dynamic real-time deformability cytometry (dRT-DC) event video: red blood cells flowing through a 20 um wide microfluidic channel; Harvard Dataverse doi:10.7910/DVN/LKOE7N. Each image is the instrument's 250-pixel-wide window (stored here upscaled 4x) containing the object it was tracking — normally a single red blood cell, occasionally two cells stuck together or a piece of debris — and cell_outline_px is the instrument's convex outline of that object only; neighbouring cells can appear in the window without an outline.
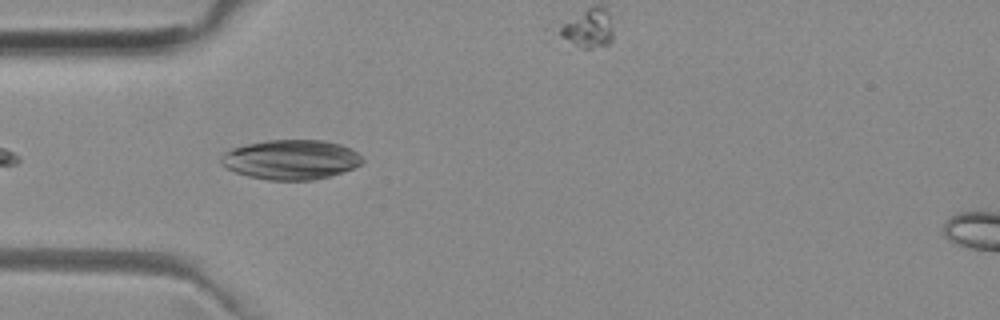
{"species": "common noctule bat (a hibernating species)", "species_latin": "Nyctalus noctula", "temperature_condition": "room temperature", "stored_images_in_passage": 7, "camera_frame_rate_fps": 3000, "um_per_image_px": 0.085, "animal": {"sex": "female", "body_mass_g": 29.2, "forearm_length_mm": 56.3}, "frame": {"image": 1, "passage_image": 3, "time_ms": 0.667, "image_size_px": [1000, 320], "cell_outline_px": [[364, 160], [360, 164], [344, 172], [312, 180], [268, 180], [248, 176], [236, 172], [220, 164], [220, 160], [224, 152], [232, 148], [248, 144], [268, 140], [324, 140], [340, 144], [356, 152]], "centroid_in_image_um": [24.71, 13.57], "position_along_channel_um": 60.3, "area_um2": 32.48}}